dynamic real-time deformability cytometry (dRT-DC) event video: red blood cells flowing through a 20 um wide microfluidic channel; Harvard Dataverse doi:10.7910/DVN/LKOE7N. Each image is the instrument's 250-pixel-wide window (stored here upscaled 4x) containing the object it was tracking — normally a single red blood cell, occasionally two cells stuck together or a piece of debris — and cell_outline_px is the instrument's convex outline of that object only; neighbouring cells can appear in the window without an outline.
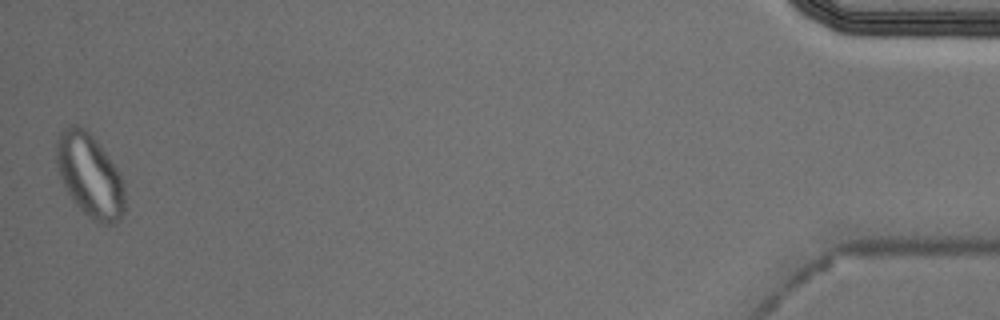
{"species": "Egyptian fruit bat (a non-hibernating species)", "species_latin": "Rousettus aegyptiacus", "temperature_condition": "cold", "stored_images_in_passage": 53, "segment_of_instrument_passage": [2, 2], "camera_frame_rate_fps": 3000, "um_per_image_px": 0.085, "animal": {"sex": "male"}, "frame": {"image": 1, "passage_image": 53, "time_ms": 17.333, "image_size_px": [1000, 320], "cell_outline_px": [[124, 212], [120, 220], [112, 224], [104, 224], [88, 216], [76, 204], [68, 192], [56, 168], [56, 140], [60, 132], [68, 124], [76, 124], [84, 128], [96, 140], [116, 168], [124, 184]], "centroid_in_image_um": [7.61, 14.89], "position_along_channel_um": 427.6, "area_um2": 32.89}}